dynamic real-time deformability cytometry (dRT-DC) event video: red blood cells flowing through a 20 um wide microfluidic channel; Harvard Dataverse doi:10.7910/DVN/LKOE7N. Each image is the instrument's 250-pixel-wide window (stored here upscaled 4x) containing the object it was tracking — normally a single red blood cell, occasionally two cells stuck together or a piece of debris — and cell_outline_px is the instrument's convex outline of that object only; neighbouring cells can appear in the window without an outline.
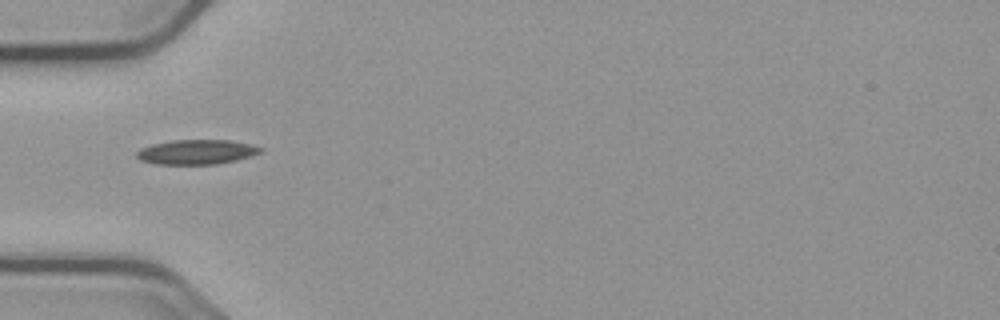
{"species": "common noctule bat (a hibernating species)", "species_latin": "Nyctalus noctula", "temperature_condition": "cold", "stored_images_in_passage": 10, "camera_frame_rate_fps": 3000, "um_per_image_px": 0.085, "animal": {"sex": "male", "body_mass_g": 23.1, "forearm_length_mm": 52.7}, "frame": {"image": 1, "passage_image": 1, "time_ms": 0.0, "image_size_px": [1000, 320], "cell_outline_px": [[264, 148], [260, 152], [236, 160], [216, 164], [156, 164], [140, 160], [136, 156], [136, 152], [140, 148], [152, 144], [172, 140], [228, 140], [252, 144]], "centroid_in_image_um": [16.68, 12.91], "position_along_channel_um": 68.3, "area_um2": 17.74}}
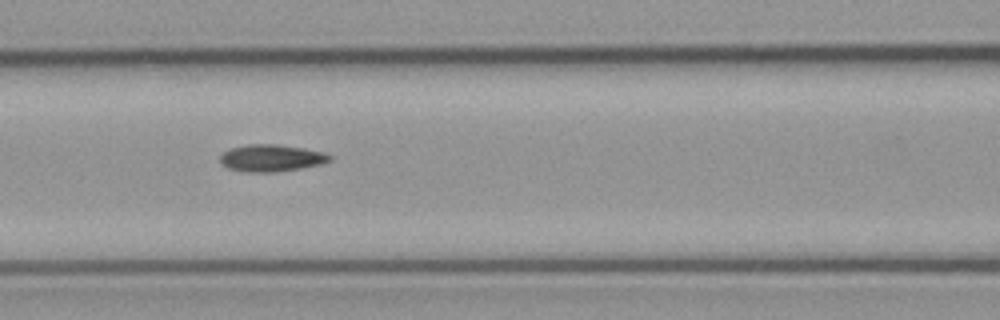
{"frame": {"image": 2, "passage_image": 7, "time_ms": 2.0, "image_size_px": [1000, 320], "cell_outline_px": [[332, 160], [320, 164], [300, 168], [276, 172], [244, 172], [228, 168], [220, 164], [220, 156], [228, 148], [248, 144], [276, 144], [304, 148], [324, 152], [332, 156]], "centroid_in_image_um": [23.03, 13.43], "position_along_channel_um": 143.6, "area_um2": 17.4}}
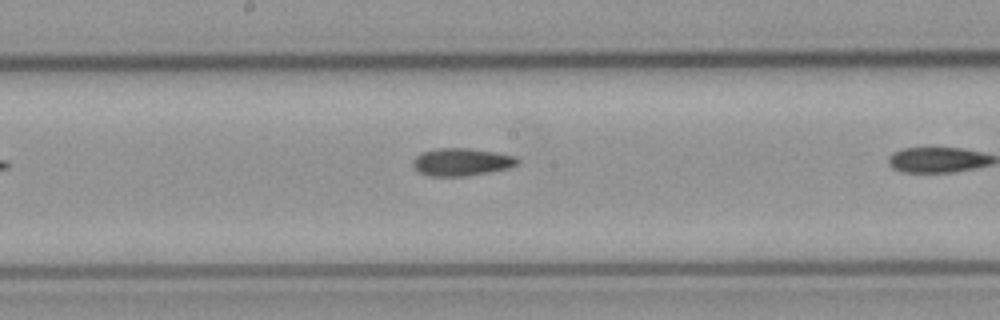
{"frame": {"image": 3, "passage_image": 9, "time_ms": 2.667, "image_size_px": [1000, 320], "cell_outline_px": [[520, 160], [516, 164], [508, 168], [464, 176], [428, 176], [420, 172], [412, 164], [412, 160], [420, 152], [436, 148], [468, 148], [496, 152], [516, 156]], "centroid_in_image_um": [39.2, 13.75], "position_along_channel_um": 209.0, "area_um2": 16.76}}